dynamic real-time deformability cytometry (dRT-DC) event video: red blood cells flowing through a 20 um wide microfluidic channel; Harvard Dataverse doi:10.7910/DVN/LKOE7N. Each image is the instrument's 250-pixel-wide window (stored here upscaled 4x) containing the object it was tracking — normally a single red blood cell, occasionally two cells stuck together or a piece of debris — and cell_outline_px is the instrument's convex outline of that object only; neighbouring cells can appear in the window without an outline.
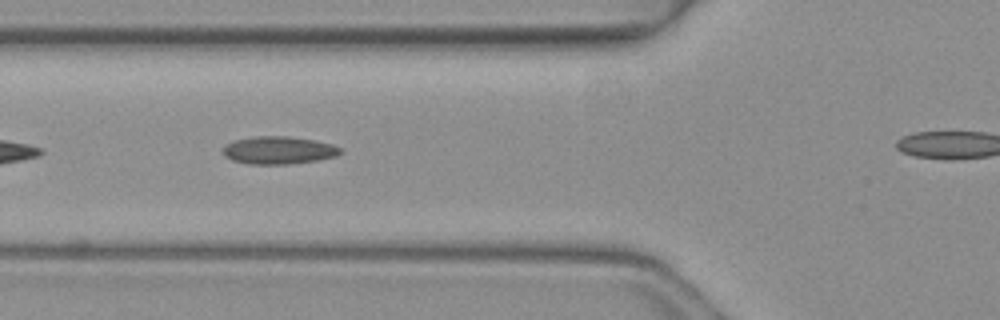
{"species": "common noctule bat (a hibernating species)", "species_latin": "Nyctalus noctula", "temperature_condition": "warm", "stored_images_in_passage": 7, "segment_of_instrument_passage": [1, 2], "camera_frame_rate_fps": 3000, "um_per_image_px": 0.085, "animal": {"sex": "female", "body_mass_g": 19.3, "forearm_length_mm": 54.1}, "frame": {"image": 1, "passage_image": 5, "time_ms": 1.333, "image_size_px": [1000, 320], "cell_outline_px": [[344, 152], [336, 156], [316, 160], [288, 164], [248, 164], [232, 160], [224, 156], [220, 152], [220, 148], [224, 144], [232, 140], [252, 136], [288, 136], [316, 140], [332, 144], [340, 148]], "centroid_in_image_um": [23.61, 12.76], "position_along_channel_um": 102.2, "area_um2": 19.36}}
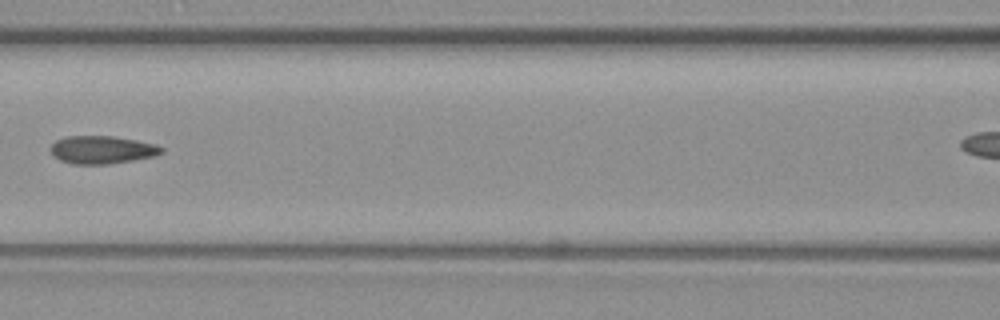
{"frame": {"image": 2, "passage_image": 6, "time_ms": 1.667, "image_size_px": [1000, 320], "cell_outline_px": [[164, 152], [156, 156], [108, 164], [72, 164], [60, 160], [52, 156], [48, 148], [56, 140], [64, 136], [112, 136], [136, 140], [156, 144], [164, 148]], "centroid_in_image_um": [8.65, 12.73], "position_along_channel_um": 158.0, "area_um2": 18.26}}